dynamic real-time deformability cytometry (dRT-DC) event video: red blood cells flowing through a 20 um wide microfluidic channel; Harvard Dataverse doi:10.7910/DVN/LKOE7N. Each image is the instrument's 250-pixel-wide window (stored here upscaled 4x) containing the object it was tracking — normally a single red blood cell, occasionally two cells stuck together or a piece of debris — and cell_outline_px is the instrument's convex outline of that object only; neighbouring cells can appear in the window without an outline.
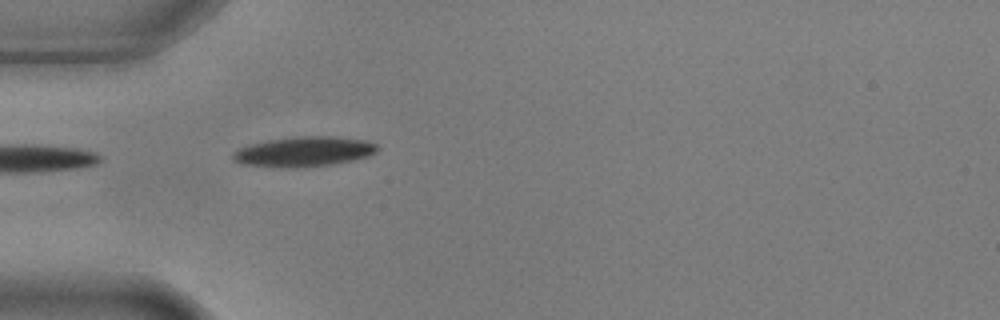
{"species": "common noctule bat (a hibernating species)", "species_latin": "Nyctalus noctula", "temperature_condition": "warm", "stored_images_in_passage": 2, "camera_frame_rate_fps": 3000, "um_per_image_px": 0.085, "animal": {"sex": "male", "body_mass_g": 17.9, "forearm_length_mm": 54.2}, "frame": {"image": 1, "passage_image": 2, "time_ms": 0.333, "image_size_px": [1000, 320], "cell_outline_px": [[380, 148], [376, 152], [368, 156], [352, 160], [332, 164], [296, 168], [288, 168], [240, 164], [232, 160], [232, 152], [240, 148], [252, 144], [268, 140], [300, 136], [332, 136], [364, 140], [376, 144]], "centroid_in_image_um": [25.82, 12.89], "position_along_channel_um": 59.2, "area_um2": 25.2}}